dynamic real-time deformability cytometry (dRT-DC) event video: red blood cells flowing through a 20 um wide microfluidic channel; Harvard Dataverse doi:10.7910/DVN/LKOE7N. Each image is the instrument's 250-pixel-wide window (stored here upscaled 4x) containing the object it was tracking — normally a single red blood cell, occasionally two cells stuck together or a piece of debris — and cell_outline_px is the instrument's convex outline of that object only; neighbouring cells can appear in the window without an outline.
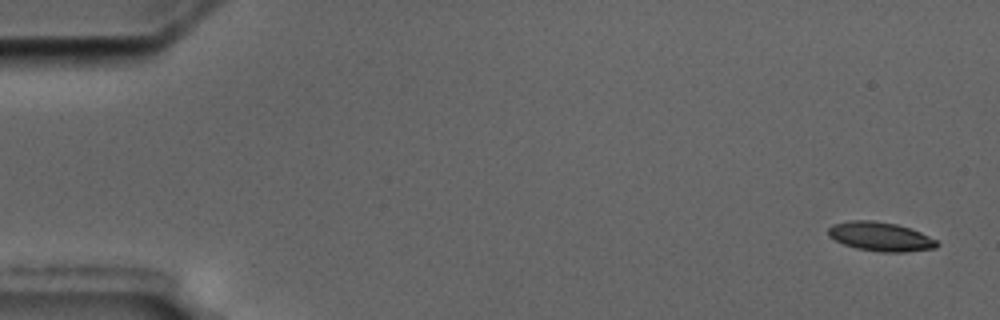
{"species": "common noctule bat (a hibernating species)", "species_latin": "Nyctalus noctula", "temperature_condition": "cold", "stored_images_in_passage": 9, "camera_frame_rate_fps": 3000, "um_per_image_px": 0.085, "animal": {"sex": "male", "body_mass_g": 17.5, "forearm_length_mm": 52.3}, "frame": {"image": 1, "passage_image": 1, "time_ms": 0.0, "image_size_px": [1000, 320], "cell_outline_px": [[940, 244], [936, 248], [904, 252], [880, 252], [856, 248], [844, 244], [828, 236], [828, 228], [832, 224], [852, 220], [872, 220], [896, 224], [920, 232], [936, 240]], "centroid_in_image_um": [74.83, 20.11], "position_along_channel_um": 10.2, "area_um2": 18.32}}
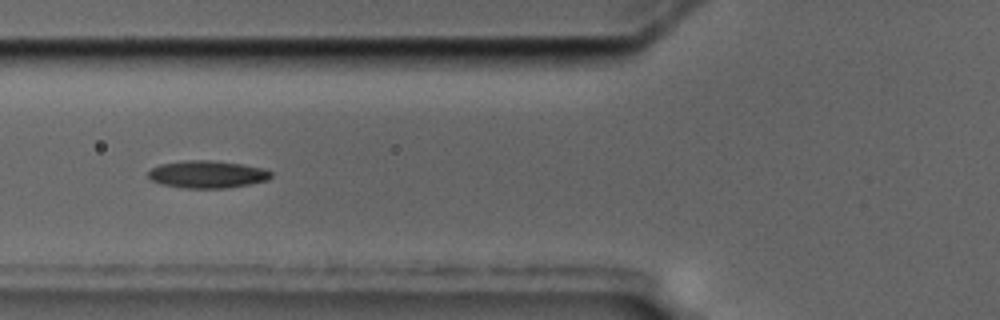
{"frame": {"image": 2, "passage_image": 7, "time_ms": 6.667, "image_size_px": [1000, 320], "cell_outline_px": [[272, 176], [268, 180], [228, 188], [184, 188], [164, 184], [152, 180], [148, 176], [148, 172], [152, 168], [160, 164], [184, 160], [208, 160], [240, 164], [264, 168], [272, 172]], "centroid_in_image_um": [17.63, 14.81], "position_along_channel_um": 108.2, "area_um2": 19.48}}
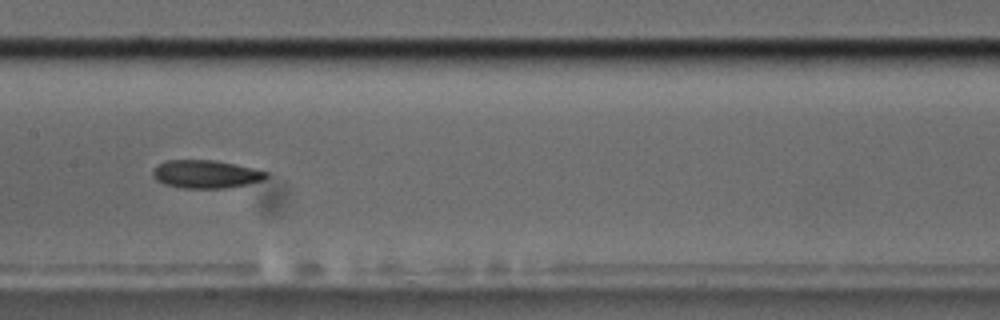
{"frame": {"image": 3, "passage_image": 9, "time_ms": 9.0, "image_size_px": [1000, 320], "cell_outline_px": [[268, 176], [264, 180], [248, 184], [224, 188], [180, 188], [164, 184], [156, 180], [152, 176], [152, 172], [156, 164], [168, 160], [216, 160], [236, 164], [268, 172]], "centroid_in_image_um": [17.48, 14.8], "position_along_channel_um": 189.9, "area_um2": 18.73}}